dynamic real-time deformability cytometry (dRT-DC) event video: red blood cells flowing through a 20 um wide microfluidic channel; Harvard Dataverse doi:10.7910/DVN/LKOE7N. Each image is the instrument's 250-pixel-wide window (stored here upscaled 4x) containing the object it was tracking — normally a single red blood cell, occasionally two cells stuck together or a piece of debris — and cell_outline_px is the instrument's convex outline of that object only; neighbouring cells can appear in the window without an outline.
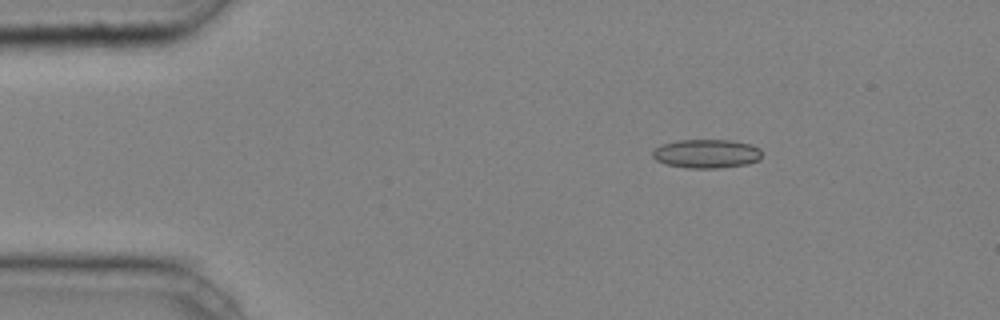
{"species": "common noctule bat (a hibernating species)", "species_latin": "Nyctalus noctula", "temperature_condition": "cold", "stored_images_in_passage": 5, "camera_frame_rate_fps": 3000, "um_per_image_px": 0.085, "animal": {"sex": "male", "body_mass_g": 20.4}, "frame": {"image": 1, "passage_image": 3, "time_ms": 0.667, "image_size_px": [1000, 320], "cell_outline_px": [[760, 160], [748, 164], [720, 168], [688, 168], [664, 164], [656, 160], [652, 156], [652, 152], [660, 144], [676, 140], [732, 140], [752, 144], [760, 148]], "centroid_in_image_um": [60.05, 13.06], "position_along_channel_um": 25.0, "area_um2": 18.61}}
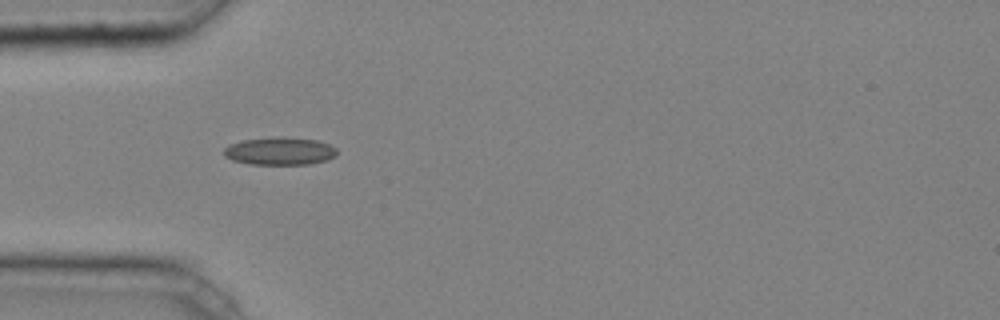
{"frame": {"image": 2, "passage_image": 5, "time_ms": 1.333, "image_size_px": [1000, 320], "cell_outline_px": [[336, 156], [328, 160], [308, 164], [248, 164], [232, 160], [224, 156], [224, 148], [228, 144], [244, 140], [316, 140], [328, 144], [336, 148]], "centroid_in_image_um": [23.76, 12.91], "position_along_channel_um": 61.2, "area_um2": 17.28}}